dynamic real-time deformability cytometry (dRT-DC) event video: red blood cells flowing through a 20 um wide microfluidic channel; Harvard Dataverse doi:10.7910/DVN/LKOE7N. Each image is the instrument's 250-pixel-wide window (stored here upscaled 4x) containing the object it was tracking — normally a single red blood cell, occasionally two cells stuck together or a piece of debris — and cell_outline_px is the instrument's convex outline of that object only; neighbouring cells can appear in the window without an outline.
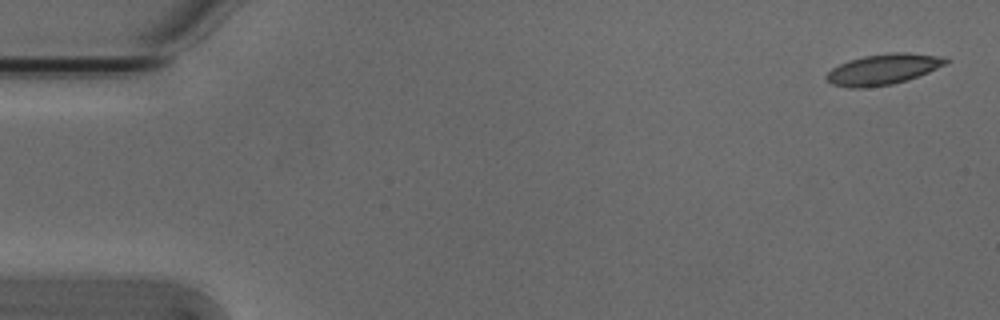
{"species": "Egyptian fruit bat (a non-hibernating species)", "species_latin": "Rousettus aegyptiacus", "temperature_condition": "cold", "stored_images_in_passage": 6, "segment_of_instrument_passage": [1, 2], "camera_frame_rate_fps": 3000, "um_per_image_px": 0.085, "animal": {"sex": "male"}, "frame": {"image": 1, "passage_image": 1, "time_ms": 0.0, "image_size_px": [1000, 320], "cell_outline_px": [[948, 60], [944, 64], [928, 72], [908, 80], [892, 84], [864, 88], [848, 88], [832, 84], [824, 80], [824, 76], [832, 68], [848, 60], [864, 56], [888, 52], [908, 52], [936, 56]], "centroid_in_image_um": [74.97, 5.9], "position_along_channel_um": 10.0, "area_um2": 21.27}}
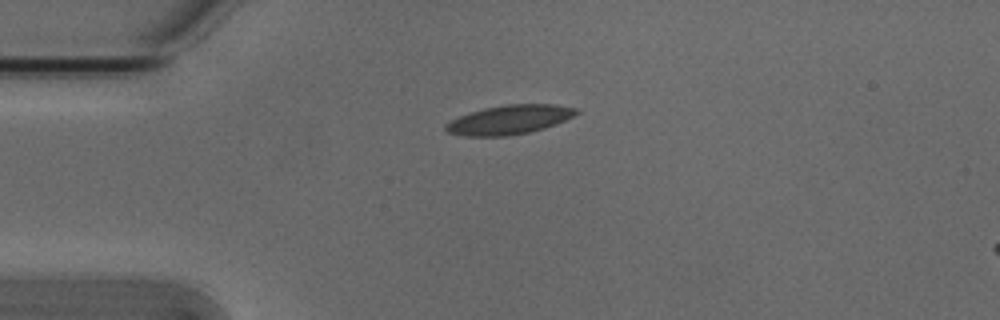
{"frame": {"image": 2, "passage_image": 4, "time_ms": 1.0, "image_size_px": [1000, 320], "cell_outline_px": [[580, 112], [556, 124], [544, 128], [528, 132], [508, 136], [464, 136], [448, 132], [444, 128], [452, 120], [468, 112], [484, 108], [508, 104], [556, 104], [576, 108]], "centroid_in_image_um": [43.31, 10.17], "position_along_channel_um": 41.7, "area_um2": 22.02}}